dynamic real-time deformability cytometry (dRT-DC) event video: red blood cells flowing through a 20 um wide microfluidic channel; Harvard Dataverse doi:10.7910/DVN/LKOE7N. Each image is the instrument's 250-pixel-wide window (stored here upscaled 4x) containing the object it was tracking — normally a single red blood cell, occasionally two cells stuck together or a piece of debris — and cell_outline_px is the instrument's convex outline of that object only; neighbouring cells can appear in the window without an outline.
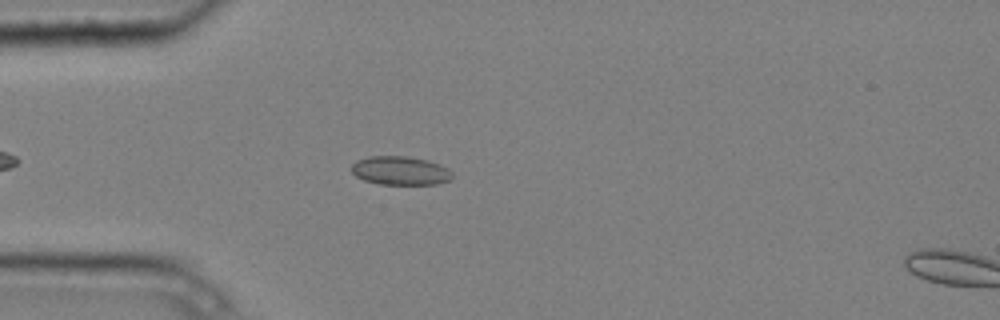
{"species": "common noctule bat (a hibernating species)", "species_latin": "Nyctalus noctula", "temperature_condition": "cold", "stored_images_in_passage": 4, "camera_frame_rate_fps": 3000, "um_per_image_px": 0.085, "animal": {"sex": "male", "body_mass_g": 20.4}, "frame": {"image": 1, "passage_image": 4, "time_ms": 1.0, "image_size_px": [1000, 320], "cell_outline_px": [[452, 176], [448, 180], [436, 184], [380, 184], [364, 180], [356, 176], [352, 172], [352, 164], [356, 160], [368, 156], [408, 156], [428, 160], [448, 168], [452, 172]], "centroid_in_image_um": [34.01, 14.49], "position_along_channel_um": 51.0, "area_um2": 16.82}}